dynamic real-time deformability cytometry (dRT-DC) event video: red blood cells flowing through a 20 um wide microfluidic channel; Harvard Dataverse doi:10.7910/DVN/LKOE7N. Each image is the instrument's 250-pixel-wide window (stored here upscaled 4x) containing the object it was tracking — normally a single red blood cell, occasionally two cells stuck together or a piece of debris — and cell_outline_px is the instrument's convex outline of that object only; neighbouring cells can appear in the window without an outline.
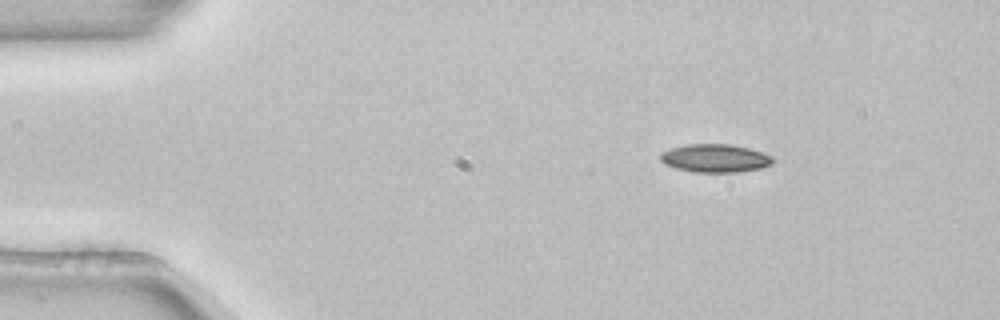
{"species": "common noctule bat (a hibernating species)", "species_latin": "Nyctalus noctula", "temperature_condition": "room temperature", "stored_images_in_passage": 46, "camera_frame_rate_fps": 3000, "um_per_image_px": 0.085, "animal": {"sex": "female", "body_mass_g": 22.7, "forearm_length_mm": 54.2}, "frame": {"image": 1, "passage_image": 1, "time_ms": 0.0, "image_size_px": [1000, 320], "cell_outline_px": [[776, 160], [772, 164], [760, 168], [736, 172], [692, 172], [676, 168], [664, 164], [660, 160], [660, 152], [672, 148], [688, 144], [728, 144], [748, 148], [772, 156]], "centroid_in_image_um": [60.77, 13.45], "position_along_channel_um": 24.2, "area_um2": 18.44}}
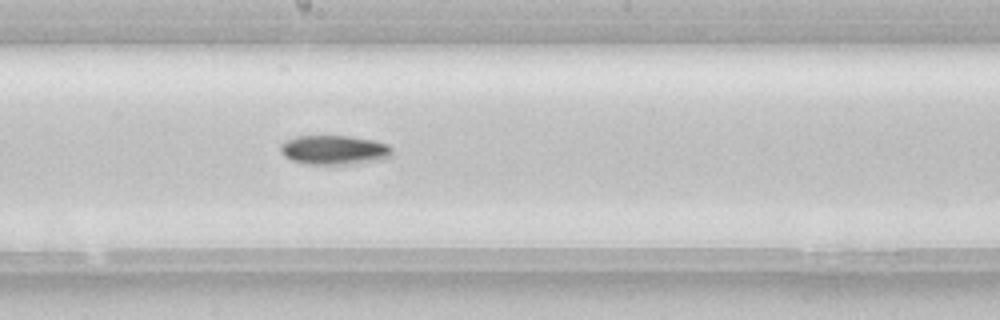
{"frame": {"image": 2, "passage_image": 22, "time_ms": 7.0, "image_size_px": [1000, 320], "cell_outline_px": [[392, 156], [384, 160], [352, 164], [308, 164], [292, 160], [284, 156], [280, 152], [280, 144], [284, 140], [296, 136], [348, 136], [376, 140], [388, 144], [392, 148]], "centroid_in_image_um": [28.43, 12.74], "position_along_channel_um": 219.8, "area_um2": 19.42}}
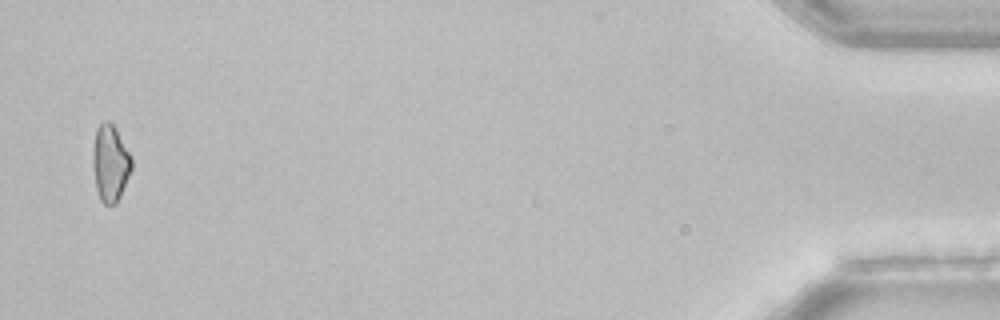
{"frame": {"image": 3, "passage_image": 45, "time_ms": 14.667, "image_size_px": [1000, 320], "cell_outline_px": [[132, 168], [120, 196], [116, 204], [104, 204], [100, 200], [96, 188], [92, 164], [92, 152], [96, 128], [104, 120], [108, 120], [116, 128], [132, 160]], "centroid_in_image_um": [9.35, 13.86], "position_along_channel_um": 425.9, "area_um2": 17.28}, "authors_computed_cell_mechanics": {"area_um2": 18.3515, "velocity_mm_per_s": 3.8781, "shape_relaxation_time_tau1_ms": 11.1387, "shape_relaxation_time_tau2_ms": null, "deformation_change_tau1": 0.1838, "deformation_change_tau2": null}}